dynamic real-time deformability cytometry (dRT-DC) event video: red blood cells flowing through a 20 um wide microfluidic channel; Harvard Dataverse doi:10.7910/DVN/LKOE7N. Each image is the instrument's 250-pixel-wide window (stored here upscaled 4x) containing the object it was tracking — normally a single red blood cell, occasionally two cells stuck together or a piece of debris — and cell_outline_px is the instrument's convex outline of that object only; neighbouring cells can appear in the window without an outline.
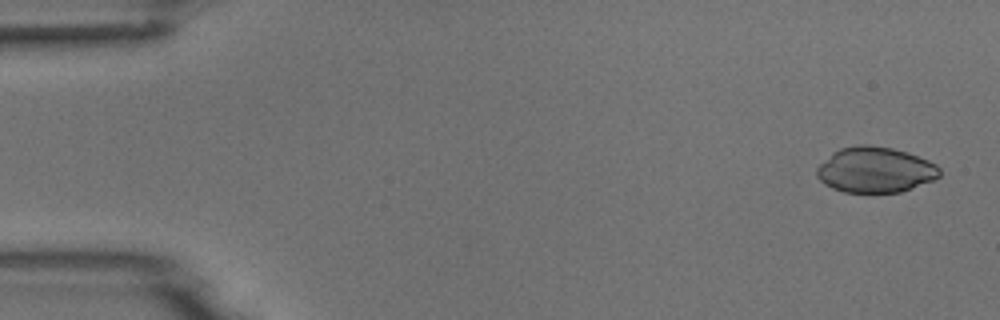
{"species": "common noctule bat (a hibernating species)", "species_latin": "Nyctalus noctula", "temperature_condition": "room temperature", "stored_images_in_passage": 6, "camera_frame_rate_fps": 3000, "um_per_image_px": 0.085, "animal": {"sex": "male", "body_mass_g": 18.8}, "frame": {"image": 1, "passage_image": 1, "time_ms": 0.0, "image_size_px": [1000, 320], "cell_outline_px": [[940, 176], [932, 180], [900, 192], [844, 192], [832, 188], [824, 184], [816, 176], [816, 168], [832, 152], [840, 148], [860, 144], [868, 144], [892, 148], [908, 152], [928, 160], [936, 164], [940, 168]], "centroid_in_image_um": [74.37, 14.42], "position_along_channel_um": 10.6, "area_um2": 32.66}}